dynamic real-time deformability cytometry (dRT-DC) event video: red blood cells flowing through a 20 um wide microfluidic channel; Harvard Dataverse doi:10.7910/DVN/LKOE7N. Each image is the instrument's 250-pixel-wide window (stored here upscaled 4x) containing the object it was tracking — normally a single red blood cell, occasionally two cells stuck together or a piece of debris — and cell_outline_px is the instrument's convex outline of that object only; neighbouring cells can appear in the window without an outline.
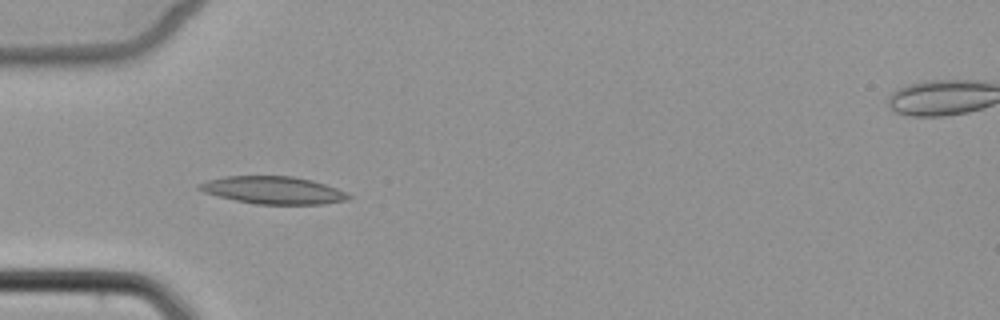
{"species": "common noctule bat (a hibernating species)", "species_latin": "Nyctalus noctula", "temperature_condition": "cold", "stored_images_in_passage": 7, "camera_frame_rate_fps": 3000, "um_per_image_px": 0.085, "animal": {"sex": "female", "body_mass_g": 22.7, "forearm_length_mm": 54.2}, "frame": {"image": 1, "passage_image": 5, "time_ms": 5.0, "image_size_px": [1000, 320], "cell_outline_px": [[352, 196], [348, 200], [324, 204], [256, 204], [236, 200], [204, 192], [196, 188], [196, 184], [208, 180], [224, 176], [292, 176], [312, 180], [336, 188]], "centroid_in_image_um": [23.21, 16.16], "position_along_channel_um": 61.8, "area_um2": 23.81}}
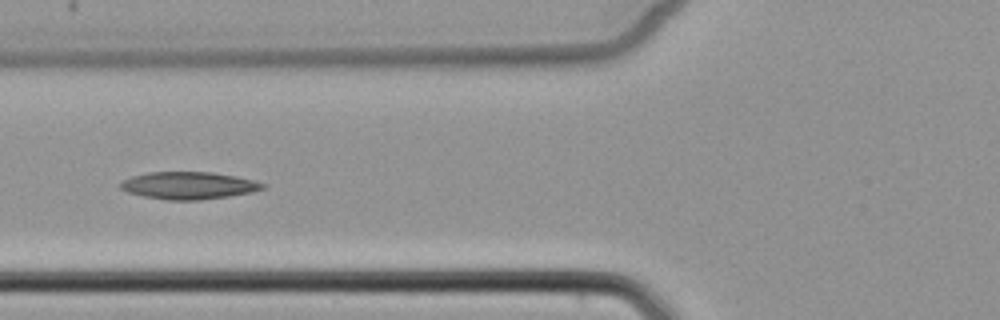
{"frame": {"image": 2, "passage_image": 6, "time_ms": 6.333, "image_size_px": [1000, 320], "cell_outline_px": [[268, 184], [264, 188], [252, 192], [228, 196], [200, 200], [168, 200], [144, 196], [128, 192], [120, 188], [120, 184], [124, 180], [132, 176], [148, 172], [212, 172], [236, 176]], "centroid_in_image_um": [16.06, 15.76], "position_along_channel_um": 109.7, "area_um2": 22.54}}
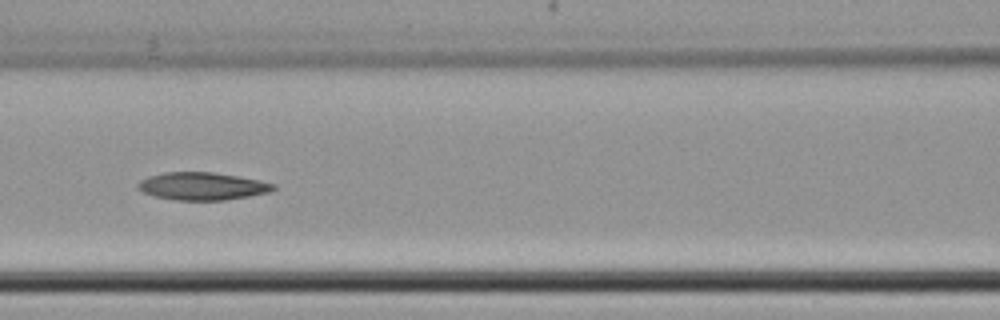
{"frame": {"image": 3, "passage_image": 7, "time_ms": 7.333, "image_size_px": [1000, 320], "cell_outline_px": [[276, 188], [268, 192], [248, 196], [224, 200], [176, 200], [156, 196], [144, 192], [136, 188], [136, 184], [140, 180], [148, 176], [164, 172], [212, 172], [260, 180], [276, 184]], "centroid_in_image_um": [17.17, 15.82], "position_along_channel_um": 149.4, "area_um2": 21.73}}